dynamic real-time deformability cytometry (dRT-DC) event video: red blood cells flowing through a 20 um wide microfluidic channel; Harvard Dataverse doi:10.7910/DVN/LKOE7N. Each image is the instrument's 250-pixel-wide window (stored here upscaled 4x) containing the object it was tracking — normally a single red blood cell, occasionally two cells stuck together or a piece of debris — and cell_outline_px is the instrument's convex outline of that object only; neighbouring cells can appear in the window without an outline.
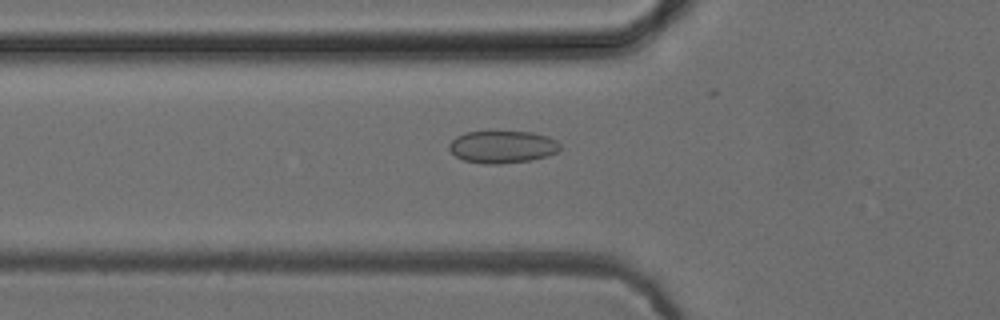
{"species": "common noctule bat (a hibernating species)", "species_latin": "Nyctalus noctula", "temperature_condition": "cold", "stored_images_in_passage": 52, "camera_frame_rate_fps": 3000, "um_per_image_px": 0.085, "animal": {"sex": "female", "body_mass_g": 24.6, "forearm_length_mm": 56.2}, "frame": {"image": 1, "passage_image": 18, "time_ms": 5.667, "image_size_px": [1000, 320], "cell_outline_px": [[560, 148], [556, 152], [548, 156], [532, 160], [500, 164], [484, 164], [464, 160], [456, 156], [448, 148], [448, 144], [456, 136], [464, 132], [532, 132], [548, 136], [556, 140], [560, 144]], "centroid_in_image_um": [42.7, 12.49], "position_along_channel_um": 83.1, "area_um2": 20.98}}
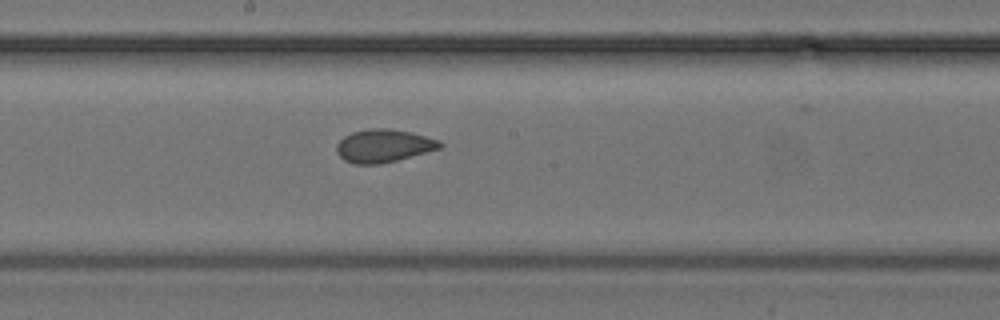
{"frame": {"image": 2, "passage_image": 28, "time_ms": 9.0, "image_size_px": [1000, 320], "cell_outline_px": [[444, 144], [440, 148], [396, 160], [380, 164], [352, 164], [344, 160], [336, 152], [336, 144], [344, 136], [352, 132], [368, 128], [388, 128], [412, 132], [440, 140]], "centroid_in_image_um": [32.59, 12.38], "position_along_channel_um": 215.6, "area_um2": 19.94}}
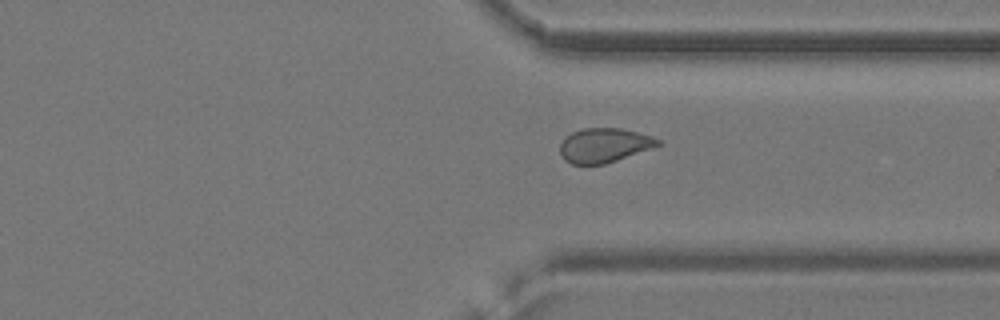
{"frame": {"image": 3, "passage_image": 39, "time_ms": 12.667, "image_size_px": [1000, 320], "cell_outline_px": [[664, 144], [604, 164], [572, 164], [564, 160], [560, 152], [560, 144], [572, 132], [584, 128], [620, 128], [652, 136], [660, 140]], "centroid_in_image_um": [51.37, 12.35], "position_along_channel_um": 360.0, "area_um2": 19.42}, "authors_computed_cell_mechanics": {"area_um2": 20.3745, "velocity_mm_per_s": 3.9464, "shape_relaxation_time_tau1_ms": 4.8624, "shape_relaxation_time_tau2_ms": 1.3727, "deformation_change_tau1": 0.0612, "deformation_change_tau2": 0.0554}}